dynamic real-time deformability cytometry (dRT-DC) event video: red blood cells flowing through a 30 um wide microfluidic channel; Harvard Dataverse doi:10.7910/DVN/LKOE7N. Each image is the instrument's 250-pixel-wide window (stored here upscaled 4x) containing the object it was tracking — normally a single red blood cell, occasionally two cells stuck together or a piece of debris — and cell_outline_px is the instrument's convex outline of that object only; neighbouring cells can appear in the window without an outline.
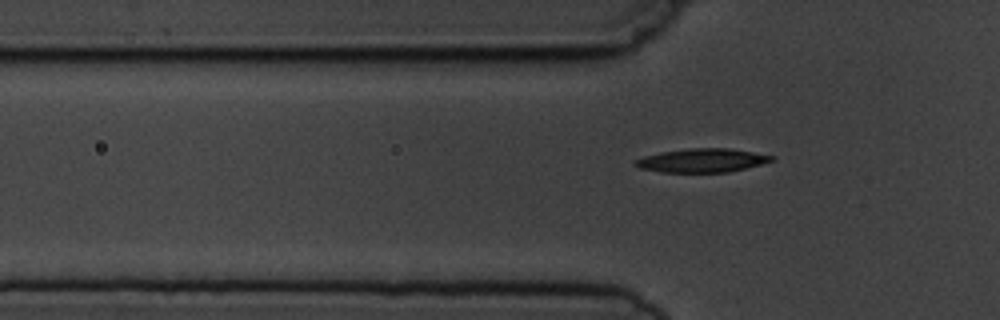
{"species": "common noctule bat (a hibernating species)", "species_latin": "Nyctalus noctula", "temperature_condition": "cold", "stored_images_in_passage": 6, "segment_of_instrument_passage": [2, 2], "camera_frame_rate_fps": 3000, "um_per_image_px": 0.085, "animal": {"sex": "male", "body_mass_g": 19.5, "forearm_length_mm": 54.6}, "frame": {"image": 1, "passage_image": 6, "time_ms": 6.0, "image_size_px": [1000, 320], "cell_outline_px": [[776, 160], [728, 172], [660, 172], [640, 168], [632, 164], [636, 160], [644, 156], [660, 152], [688, 148], [728, 148], [776, 156]], "centroid_in_image_um": [59.67, 13.63], "position_along_channel_um": 66.1, "area_um2": 18.79}}